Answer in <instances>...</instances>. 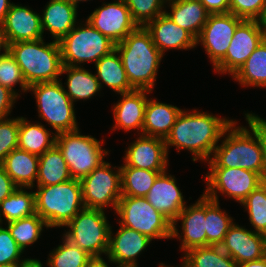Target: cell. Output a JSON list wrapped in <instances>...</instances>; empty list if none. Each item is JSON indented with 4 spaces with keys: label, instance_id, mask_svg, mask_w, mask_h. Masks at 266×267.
<instances>
[{
    "label": "cell",
    "instance_id": "6da1fadb",
    "mask_svg": "<svg viewBox=\"0 0 266 267\" xmlns=\"http://www.w3.org/2000/svg\"><path fill=\"white\" fill-rule=\"evenodd\" d=\"M232 119L218 117L212 113L182 110L165 139L167 153L170 146L191 152L192 160L207 162Z\"/></svg>",
    "mask_w": 266,
    "mask_h": 267
},
{
    "label": "cell",
    "instance_id": "7a4b0ae2",
    "mask_svg": "<svg viewBox=\"0 0 266 267\" xmlns=\"http://www.w3.org/2000/svg\"><path fill=\"white\" fill-rule=\"evenodd\" d=\"M248 128L233 121L224 131L211 158L209 167L243 168L261 175L263 164V120L245 113Z\"/></svg>",
    "mask_w": 266,
    "mask_h": 267
},
{
    "label": "cell",
    "instance_id": "3957f363",
    "mask_svg": "<svg viewBox=\"0 0 266 267\" xmlns=\"http://www.w3.org/2000/svg\"><path fill=\"white\" fill-rule=\"evenodd\" d=\"M115 49L121 57L131 87L152 92L164 55L154 45L150 32L138 26L115 44Z\"/></svg>",
    "mask_w": 266,
    "mask_h": 267
},
{
    "label": "cell",
    "instance_id": "277c9868",
    "mask_svg": "<svg viewBox=\"0 0 266 267\" xmlns=\"http://www.w3.org/2000/svg\"><path fill=\"white\" fill-rule=\"evenodd\" d=\"M9 52L22 70L28 86L59 81L63 67L57 41L44 39L9 44Z\"/></svg>",
    "mask_w": 266,
    "mask_h": 267
},
{
    "label": "cell",
    "instance_id": "5b68a950",
    "mask_svg": "<svg viewBox=\"0 0 266 267\" xmlns=\"http://www.w3.org/2000/svg\"><path fill=\"white\" fill-rule=\"evenodd\" d=\"M35 211L48 228L64 227L85 205L80 180L70 179L49 186H37Z\"/></svg>",
    "mask_w": 266,
    "mask_h": 267
},
{
    "label": "cell",
    "instance_id": "8992f818",
    "mask_svg": "<svg viewBox=\"0 0 266 267\" xmlns=\"http://www.w3.org/2000/svg\"><path fill=\"white\" fill-rule=\"evenodd\" d=\"M31 91L36 99L38 118L47 122L55 134L79 129L75 103L66 94L61 80L33 84L28 87V92Z\"/></svg>",
    "mask_w": 266,
    "mask_h": 267
},
{
    "label": "cell",
    "instance_id": "52a82bcc",
    "mask_svg": "<svg viewBox=\"0 0 266 267\" xmlns=\"http://www.w3.org/2000/svg\"><path fill=\"white\" fill-rule=\"evenodd\" d=\"M55 145L65 159L73 179H82L89 175L109 155L103 149L104 140L91 135H83L80 129L56 134Z\"/></svg>",
    "mask_w": 266,
    "mask_h": 267
},
{
    "label": "cell",
    "instance_id": "ba28073f",
    "mask_svg": "<svg viewBox=\"0 0 266 267\" xmlns=\"http://www.w3.org/2000/svg\"><path fill=\"white\" fill-rule=\"evenodd\" d=\"M58 43L63 66L82 67L85 62L95 64L103 56L115 50V43L101 34L87 20L84 24H77Z\"/></svg>",
    "mask_w": 266,
    "mask_h": 267
},
{
    "label": "cell",
    "instance_id": "9c48e42d",
    "mask_svg": "<svg viewBox=\"0 0 266 267\" xmlns=\"http://www.w3.org/2000/svg\"><path fill=\"white\" fill-rule=\"evenodd\" d=\"M105 210L83 208L64 227L63 236L92 257L107 255L111 224Z\"/></svg>",
    "mask_w": 266,
    "mask_h": 267
},
{
    "label": "cell",
    "instance_id": "30bf717a",
    "mask_svg": "<svg viewBox=\"0 0 266 267\" xmlns=\"http://www.w3.org/2000/svg\"><path fill=\"white\" fill-rule=\"evenodd\" d=\"M115 213L120 217L119 225L134 229L151 240L172 239L173 223L145 197L121 196Z\"/></svg>",
    "mask_w": 266,
    "mask_h": 267
},
{
    "label": "cell",
    "instance_id": "8fae6325",
    "mask_svg": "<svg viewBox=\"0 0 266 267\" xmlns=\"http://www.w3.org/2000/svg\"><path fill=\"white\" fill-rule=\"evenodd\" d=\"M80 184L85 208L104 210L112 206L116 210L122 196L120 167L104 161L80 179Z\"/></svg>",
    "mask_w": 266,
    "mask_h": 267
},
{
    "label": "cell",
    "instance_id": "7c38bea8",
    "mask_svg": "<svg viewBox=\"0 0 266 267\" xmlns=\"http://www.w3.org/2000/svg\"><path fill=\"white\" fill-rule=\"evenodd\" d=\"M206 189L203 194L219 202L218 193L242 203L246 197L262 184L258 173L243 168L209 167L206 175Z\"/></svg>",
    "mask_w": 266,
    "mask_h": 267
},
{
    "label": "cell",
    "instance_id": "4fadbf2b",
    "mask_svg": "<svg viewBox=\"0 0 266 267\" xmlns=\"http://www.w3.org/2000/svg\"><path fill=\"white\" fill-rule=\"evenodd\" d=\"M266 38V29L259 20H243L236 28L225 57L213 68L218 74L231 77Z\"/></svg>",
    "mask_w": 266,
    "mask_h": 267
},
{
    "label": "cell",
    "instance_id": "5bb4252c",
    "mask_svg": "<svg viewBox=\"0 0 266 267\" xmlns=\"http://www.w3.org/2000/svg\"><path fill=\"white\" fill-rule=\"evenodd\" d=\"M243 20L232 13L209 15L196 39V46L201 44L213 68L225 57L235 30Z\"/></svg>",
    "mask_w": 266,
    "mask_h": 267
},
{
    "label": "cell",
    "instance_id": "9a60e30c",
    "mask_svg": "<svg viewBox=\"0 0 266 267\" xmlns=\"http://www.w3.org/2000/svg\"><path fill=\"white\" fill-rule=\"evenodd\" d=\"M86 20L115 44L120 43L138 27L122 0L104 2L102 6L95 8Z\"/></svg>",
    "mask_w": 266,
    "mask_h": 267
},
{
    "label": "cell",
    "instance_id": "2e32d148",
    "mask_svg": "<svg viewBox=\"0 0 266 267\" xmlns=\"http://www.w3.org/2000/svg\"><path fill=\"white\" fill-rule=\"evenodd\" d=\"M124 156L121 166L165 171L169 165L165 140L159 137L139 134V137L127 147Z\"/></svg>",
    "mask_w": 266,
    "mask_h": 267
},
{
    "label": "cell",
    "instance_id": "e0dca14e",
    "mask_svg": "<svg viewBox=\"0 0 266 267\" xmlns=\"http://www.w3.org/2000/svg\"><path fill=\"white\" fill-rule=\"evenodd\" d=\"M178 221L181 222V235L178 231ZM181 240L179 247L182 252L196 247L207 246V236L205 232V195L202 194L198 200L189 206H185L179 213L178 218L173 223L172 239Z\"/></svg>",
    "mask_w": 266,
    "mask_h": 267
},
{
    "label": "cell",
    "instance_id": "ac0fdd59",
    "mask_svg": "<svg viewBox=\"0 0 266 267\" xmlns=\"http://www.w3.org/2000/svg\"><path fill=\"white\" fill-rule=\"evenodd\" d=\"M110 229L107 258L118 267H138L137 257L145 251L151 239L134 229L120 225L115 235Z\"/></svg>",
    "mask_w": 266,
    "mask_h": 267
},
{
    "label": "cell",
    "instance_id": "d6986e66",
    "mask_svg": "<svg viewBox=\"0 0 266 267\" xmlns=\"http://www.w3.org/2000/svg\"><path fill=\"white\" fill-rule=\"evenodd\" d=\"M236 263L255 261L263 258V234L246 229L244 226L233 223L220 245Z\"/></svg>",
    "mask_w": 266,
    "mask_h": 267
},
{
    "label": "cell",
    "instance_id": "ffe728a7",
    "mask_svg": "<svg viewBox=\"0 0 266 267\" xmlns=\"http://www.w3.org/2000/svg\"><path fill=\"white\" fill-rule=\"evenodd\" d=\"M176 181L175 176L165 170L158 175L145 196L148 202L172 223L175 222L179 213L186 206L183 193L177 186Z\"/></svg>",
    "mask_w": 266,
    "mask_h": 267
},
{
    "label": "cell",
    "instance_id": "44dd1931",
    "mask_svg": "<svg viewBox=\"0 0 266 267\" xmlns=\"http://www.w3.org/2000/svg\"><path fill=\"white\" fill-rule=\"evenodd\" d=\"M3 26L9 44L44 38L40 14L21 4L12 2Z\"/></svg>",
    "mask_w": 266,
    "mask_h": 267
},
{
    "label": "cell",
    "instance_id": "7402d4cb",
    "mask_svg": "<svg viewBox=\"0 0 266 267\" xmlns=\"http://www.w3.org/2000/svg\"><path fill=\"white\" fill-rule=\"evenodd\" d=\"M150 93L152 92L148 90L135 89L127 93H120L121 99L112 107L115 125L111 131L123 129L129 132L136 129L138 134H143L147 94Z\"/></svg>",
    "mask_w": 266,
    "mask_h": 267
},
{
    "label": "cell",
    "instance_id": "603a6c76",
    "mask_svg": "<svg viewBox=\"0 0 266 267\" xmlns=\"http://www.w3.org/2000/svg\"><path fill=\"white\" fill-rule=\"evenodd\" d=\"M145 28L163 55L170 49L191 50L196 47V39L187 30L174 23L166 13L156 17Z\"/></svg>",
    "mask_w": 266,
    "mask_h": 267
},
{
    "label": "cell",
    "instance_id": "cb8c5ba5",
    "mask_svg": "<svg viewBox=\"0 0 266 267\" xmlns=\"http://www.w3.org/2000/svg\"><path fill=\"white\" fill-rule=\"evenodd\" d=\"M41 13V25L44 31H49L54 41L59 42L79 22H77V6L67 0H49Z\"/></svg>",
    "mask_w": 266,
    "mask_h": 267
},
{
    "label": "cell",
    "instance_id": "d4e9b609",
    "mask_svg": "<svg viewBox=\"0 0 266 267\" xmlns=\"http://www.w3.org/2000/svg\"><path fill=\"white\" fill-rule=\"evenodd\" d=\"M166 5L171 11L165 13L172 21L197 39L210 15L204 5L196 0H167Z\"/></svg>",
    "mask_w": 266,
    "mask_h": 267
},
{
    "label": "cell",
    "instance_id": "484cf974",
    "mask_svg": "<svg viewBox=\"0 0 266 267\" xmlns=\"http://www.w3.org/2000/svg\"><path fill=\"white\" fill-rule=\"evenodd\" d=\"M149 99L145 107L143 135L166 139L183 109Z\"/></svg>",
    "mask_w": 266,
    "mask_h": 267
},
{
    "label": "cell",
    "instance_id": "4316f807",
    "mask_svg": "<svg viewBox=\"0 0 266 267\" xmlns=\"http://www.w3.org/2000/svg\"><path fill=\"white\" fill-rule=\"evenodd\" d=\"M39 156L21 149L12 150L1 165L17 187L34 188Z\"/></svg>",
    "mask_w": 266,
    "mask_h": 267
},
{
    "label": "cell",
    "instance_id": "83f0119b",
    "mask_svg": "<svg viewBox=\"0 0 266 267\" xmlns=\"http://www.w3.org/2000/svg\"><path fill=\"white\" fill-rule=\"evenodd\" d=\"M94 66L101 89L105 84V87L108 86L118 95L134 90L127 79L121 57L116 49L103 56Z\"/></svg>",
    "mask_w": 266,
    "mask_h": 267
},
{
    "label": "cell",
    "instance_id": "f1b7e54d",
    "mask_svg": "<svg viewBox=\"0 0 266 267\" xmlns=\"http://www.w3.org/2000/svg\"><path fill=\"white\" fill-rule=\"evenodd\" d=\"M55 140L56 134L41 122L31 123L20 117L18 149L40 156L55 145Z\"/></svg>",
    "mask_w": 266,
    "mask_h": 267
},
{
    "label": "cell",
    "instance_id": "f546056e",
    "mask_svg": "<svg viewBox=\"0 0 266 267\" xmlns=\"http://www.w3.org/2000/svg\"><path fill=\"white\" fill-rule=\"evenodd\" d=\"M67 74L64 90L74 103L79 100H89L100 92L101 86L96 74L85 69L83 66H63L61 74ZM67 85V89H65Z\"/></svg>",
    "mask_w": 266,
    "mask_h": 267
},
{
    "label": "cell",
    "instance_id": "4dcf8cb0",
    "mask_svg": "<svg viewBox=\"0 0 266 267\" xmlns=\"http://www.w3.org/2000/svg\"><path fill=\"white\" fill-rule=\"evenodd\" d=\"M72 179L68 165L59 148L54 145L39 156L35 186H49Z\"/></svg>",
    "mask_w": 266,
    "mask_h": 267
},
{
    "label": "cell",
    "instance_id": "1f68e13d",
    "mask_svg": "<svg viewBox=\"0 0 266 267\" xmlns=\"http://www.w3.org/2000/svg\"><path fill=\"white\" fill-rule=\"evenodd\" d=\"M232 78L242 87L266 88V38Z\"/></svg>",
    "mask_w": 266,
    "mask_h": 267
},
{
    "label": "cell",
    "instance_id": "d6a6232c",
    "mask_svg": "<svg viewBox=\"0 0 266 267\" xmlns=\"http://www.w3.org/2000/svg\"><path fill=\"white\" fill-rule=\"evenodd\" d=\"M33 188L17 187L0 203V224L32 216L35 211V193L27 192ZM4 219H3V218Z\"/></svg>",
    "mask_w": 266,
    "mask_h": 267
},
{
    "label": "cell",
    "instance_id": "836d02e7",
    "mask_svg": "<svg viewBox=\"0 0 266 267\" xmlns=\"http://www.w3.org/2000/svg\"><path fill=\"white\" fill-rule=\"evenodd\" d=\"M220 203L205 196V232L207 246H220L231 225L233 218L221 210Z\"/></svg>",
    "mask_w": 266,
    "mask_h": 267
},
{
    "label": "cell",
    "instance_id": "e575fe53",
    "mask_svg": "<svg viewBox=\"0 0 266 267\" xmlns=\"http://www.w3.org/2000/svg\"><path fill=\"white\" fill-rule=\"evenodd\" d=\"M122 196L145 197L161 172L120 166Z\"/></svg>",
    "mask_w": 266,
    "mask_h": 267
},
{
    "label": "cell",
    "instance_id": "d590c367",
    "mask_svg": "<svg viewBox=\"0 0 266 267\" xmlns=\"http://www.w3.org/2000/svg\"><path fill=\"white\" fill-rule=\"evenodd\" d=\"M183 267H235L236 262L220 246H203L183 254Z\"/></svg>",
    "mask_w": 266,
    "mask_h": 267
},
{
    "label": "cell",
    "instance_id": "8d00e7d4",
    "mask_svg": "<svg viewBox=\"0 0 266 267\" xmlns=\"http://www.w3.org/2000/svg\"><path fill=\"white\" fill-rule=\"evenodd\" d=\"M5 225H7L11 236L23 251L40 238L44 227L49 229L46 222L37 213L8 222Z\"/></svg>",
    "mask_w": 266,
    "mask_h": 267
},
{
    "label": "cell",
    "instance_id": "74e56055",
    "mask_svg": "<svg viewBox=\"0 0 266 267\" xmlns=\"http://www.w3.org/2000/svg\"><path fill=\"white\" fill-rule=\"evenodd\" d=\"M62 244L54 248L47 260L49 267H87L92 258L86 251L81 250L71 241L62 236Z\"/></svg>",
    "mask_w": 266,
    "mask_h": 267
},
{
    "label": "cell",
    "instance_id": "f35d334b",
    "mask_svg": "<svg viewBox=\"0 0 266 267\" xmlns=\"http://www.w3.org/2000/svg\"><path fill=\"white\" fill-rule=\"evenodd\" d=\"M240 205L246 209L253 231L266 233V184H260Z\"/></svg>",
    "mask_w": 266,
    "mask_h": 267
},
{
    "label": "cell",
    "instance_id": "ab89813d",
    "mask_svg": "<svg viewBox=\"0 0 266 267\" xmlns=\"http://www.w3.org/2000/svg\"><path fill=\"white\" fill-rule=\"evenodd\" d=\"M130 10L133 21L145 27L159 15L165 13L167 0H122ZM164 8V9H163Z\"/></svg>",
    "mask_w": 266,
    "mask_h": 267
},
{
    "label": "cell",
    "instance_id": "60d3db41",
    "mask_svg": "<svg viewBox=\"0 0 266 267\" xmlns=\"http://www.w3.org/2000/svg\"><path fill=\"white\" fill-rule=\"evenodd\" d=\"M0 84L9 88L18 97L20 94L14 89L17 84L21 87L20 92H28L29 86L23 77L22 70L10 52L0 57Z\"/></svg>",
    "mask_w": 266,
    "mask_h": 267
},
{
    "label": "cell",
    "instance_id": "b9f144b4",
    "mask_svg": "<svg viewBox=\"0 0 266 267\" xmlns=\"http://www.w3.org/2000/svg\"><path fill=\"white\" fill-rule=\"evenodd\" d=\"M20 117L0 121V164L14 149L18 148Z\"/></svg>",
    "mask_w": 266,
    "mask_h": 267
},
{
    "label": "cell",
    "instance_id": "7bdbcfd3",
    "mask_svg": "<svg viewBox=\"0 0 266 267\" xmlns=\"http://www.w3.org/2000/svg\"><path fill=\"white\" fill-rule=\"evenodd\" d=\"M230 13L244 20L261 21L266 12V0H229Z\"/></svg>",
    "mask_w": 266,
    "mask_h": 267
},
{
    "label": "cell",
    "instance_id": "ee69618b",
    "mask_svg": "<svg viewBox=\"0 0 266 267\" xmlns=\"http://www.w3.org/2000/svg\"><path fill=\"white\" fill-rule=\"evenodd\" d=\"M23 252L11 236L8 227L3 228L0 224V265L26 262L29 258H21Z\"/></svg>",
    "mask_w": 266,
    "mask_h": 267
},
{
    "label": "cell",
    "instance_id": "f6af8a7d",
    "mask_svg": "<svg viewBox=\"0 0 266 267\" xmlns=\"http://www.w3.org/2000/svg\"><path fill=\"white\" fill-rule=\"evenodd\" d=\"M19 98L9 88L0 84V121L7 119L11 115L13 106Z\"/></svg>",
    "mask_w": 266,
    "mask_h": 267
},
{
    "label": "cell",
    "instance_id": "bcb514c9",
    "mask_svg": "<svg viewBox=\"0 0 266 267\" xmlns=\"http://www.w3.org/2000/svg\"><path fill=\"white\" fill-rule=\"evenodd\" d=\"M16 188L17 186L13 183L10 176L5 172L4 167L0 164V203Z\"/></svg>",
    "mask_w": 266,
    "mask_h": 267
},
{
    "label": "cell",
    "instance_id": "7dc6e473",
    "mask_svg": "<svg viewBox=\"0 0 266 267\" xmlns=\"http://www.w3.org/2000/svg\"><path fill=\"white\" fill-rule=\"evenodd\" d=\"M210 14L230 13L229 0H200Z\"/></svg>",
    "mask_w": 266,
    "mask_h": 267
},
{
    "label": "cell",
    "instance_id": "c3c4849f",
    "mask_svg": "<svg viewBox=\"0 0 266 267\" xmlns=\"http://www.w3.org/2000/svg\"><path fill=\"white\" fill-rule=\"evenodd\" d=\"M253 116L257 117L260 120H263V164L261 169V181L266 184V120L259 117L255 113H251Z\"/></svg>",
    "mask_w": 266,
    "mask_h": 267
},
{
    "label": "cell",
    "instance_id": "681fc988",
    "mask_svg": "<svg viewBox=\"0 0 266 267\" xmlns=\"http://www.w3.org/2000/svg\"><path fill=\"white\" fill-rule=\"evenodd\" d=\"M1 51H3V53ZM8 52H9V43L6 37L3 23L0 22V57Z\"/></svg>",
    "mask_w": 266,
    "mask_h": 267
},
{
    "label": "cell",
    "instance_id": "f907efd6",
    "mask_svg": "<svg viewBox=\"0 0 266 267\" xmlns=\"http://www.w3.org/2000/svg\"><path fill=\"white\" fill-rule=\"evenodd\" d=\"M235 267H266V257L255 261L236 263Z\"/></svg>",
    "mask_w": 266,
    "mask_h": 267
},
{
    "label": "cell",
    "instance_id": "816d5d0a",
    "mask_svg": "<svg viewBox=\"0 0 266 267\" xmlns=\"http://www.w3.org/2000/svg\"><path fill=\"white\" fill-rule=\"evenodd\" d=\"M10 0H0V22L3 23L5 16L7 15L10 6H11Z\"/></svg>",
    "mask_w": 266,
    "mask_h": 267
},
{
    "label": "cell",
    "instance_id": "f5cc1de1",
    "mask_svg": "<svg viewBox=\"0 0 266 267\" xmlns=\"http://www.w3.org/2000/svg\"><path fill=\"white\" fill-rule=\"evenodd\" d=\"M87 267H110L103 257H92L88 262ZM118 267V266H116Z\"/></svg>",
    "mask_w": 266,
    "mask_h": 267
},
{
    "label": "cell",
    "instance_id": "db71d44e",
    "mask_svg": "<svg viewBox=\"0 0 266 267\" xmlns=\"http://www.w3.org/2000/svg\"><path fill=\"white\" fill-rule=\"evenodd\" d=\"M44 265L38 259L29 258L26 262H24L21 267H43Z\"/></svg>",
    "mask_w": 266,
    "mask_h": 267
},
{
    "label": "cell",
    "instance_id": "11a10c76",
    "mask_svg": "<svg viewBox=\"0 0 266 267\" xmlns=\"http://www.w3.org/2000/svg\"><path fill=\"white\" fill-rule=\"evenodd\" d=\"M23 263H10L5 265H0V267H21Z\"/></svg>",
    "mask_w": 266,
    "mask_h": 267
},
{
    "label": "cell",
    "instance_id": "9f6ffc18",
    "mask_svg": "<svg viewBox=\"0 0 266 267\" xmlns=\"http://www.w3.org/2000/svg\"><path fill=\"white\" fill-rule=\"evenodd\" d=\"M69 3H72L73 5H75V6H77V7H79L78 5V3H80L81 1L82 2H86V1H90V0H67Z\"/></svg>",
    "mask_w": 266,
    "mask_h": 267
},
{
    "label": "cell",
    "instance_id": "6f0895ef",
    "mask_svg": "<svg viewBox=\"0 0 266 267\" xmlns=\"http://www.w3.org/2000/svg\"><path fill=\"white\" fill-rule=\"evenodd\" d=\"M263 238H264V255L266 257V233L263 234Z\"/></svg>",
    "mask_w": 266,
    "mask_h": 267
},
{
    "label": "cell",
    "instance_id": "680465c9",
    "mask_svg": "<svg viewBox=\"0 0 266 267\" xmlns=\"http://www.w3.org/2000/svg\"><path fill=\"white\" fill-rule=\"evenodd\" d=\"M261 23L263 24L264 28L266 29V12H265L263 19L261 20Z\"/></svg>",
    "mask_w": 266,
    "mask_h": 267
},
{
    "label": "cell",
    "instance_id": "91938a15",
    "mask_svg": "<svg viewBox=\"0 0 266 267\" xmlns=\"http://www.w3.org/2000/svg\"><path fill=\"white\" fill-rule=\"evenodd\" d=\"M159 267H174V266H168V265H165L164 263H160ZM180 267H183V266L180 265Z\"/></svg>",
    "mask_w": 266,
    "mask_h": 267
}]
</instances>
